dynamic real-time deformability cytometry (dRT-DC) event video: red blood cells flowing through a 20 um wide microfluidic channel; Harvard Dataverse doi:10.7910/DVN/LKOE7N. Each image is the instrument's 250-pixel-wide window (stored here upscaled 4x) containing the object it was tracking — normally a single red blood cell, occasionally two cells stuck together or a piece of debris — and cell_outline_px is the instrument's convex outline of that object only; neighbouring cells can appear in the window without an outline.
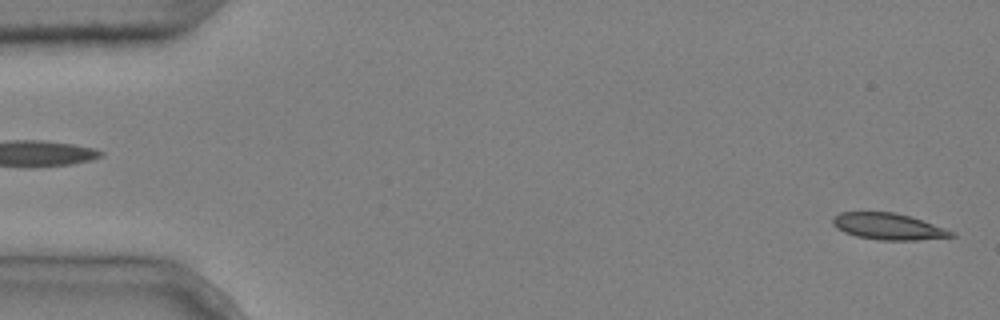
{"species": "common noctule bat (a hibernating species)", "species_latin": "Nyctalus noctula", "temperature_condition": "cold", "stored_images_in_passage": 4, "segment_of_instrument_passage": [2, 2], "camera_frame_rate_fps": 3000, "um_per_image_px": 0.085, "animal": {"sex": "male", "body_mass_g": 20.4}, "frame": {"image": 1, "passage_image": 4, "time_ms": 1.0, "image_size_px": [1000, 320], "cell_outline_px": [[956, 236], [916, 240], [880, 240], [856, 236], [844, 232], [836, 228], [832, 224], [832, 220], [840, 212], [892, 212], [908, 216], [956, 232]], "centroid_in_image_um": [75.48, 19.26], "position_along_channel_um": 9.5, "area_um2": 18.03}}